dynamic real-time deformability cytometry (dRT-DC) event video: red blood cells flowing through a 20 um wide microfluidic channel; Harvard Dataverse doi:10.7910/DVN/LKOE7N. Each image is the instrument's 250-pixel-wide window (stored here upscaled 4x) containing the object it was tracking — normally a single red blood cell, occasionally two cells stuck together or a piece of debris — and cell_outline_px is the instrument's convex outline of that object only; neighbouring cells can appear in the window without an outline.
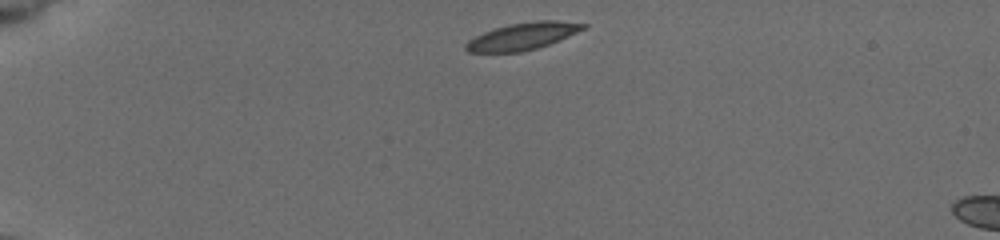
{"species": "common noctule bat (a hibernating species)", "species_latin": "Nyctalus noctula", "temperature_condition": "cold", "stored_images_in_passage": 42, "camera_frame_rate_fps": 3000, "um_per_image_px": 0.085, "animal": {"sex": "female", "body_mass_g": 19.5, "forearm_length_mm": 54.1}, "frame": {"image": 1, "passage_image": 1, "time_ms": 0.0, "image_size_px": [1000, 240], "cell_outline_px": [[588, 28], [548, 44], [536, 48], [520, 52], [468, 52], [464, 48], [464, 44], [468, 40], [484, 32], [508, 24], [536, 20], [556, 20], [588, 24]], "centroid_in_image_um": [44.44, 3.07], "position_along_channel_um": 40.6, "area_um2": 18.5}}
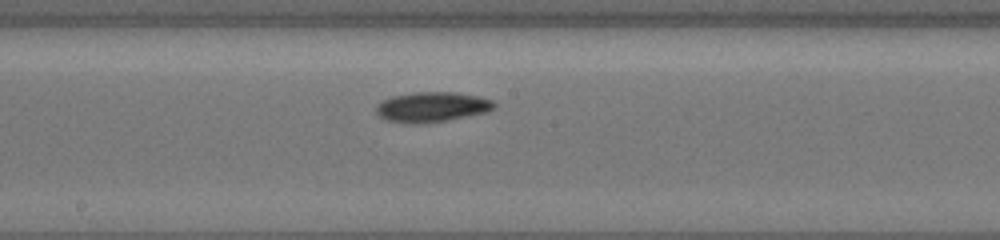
{"frame": {"image": 2, "passage_image": 19, "time_ms": 6.0, "image_size_px": [1000, 240], "cell_outline_px": [[496, 104], [488, 112], [448, 120], [420, 124], [412, 124], [388, 120], [380, 116], [376, 112], [376, 104], [380, 100], [392, 96], [416, 92], [452, 92], [480, 96], [492, 100]], "centroid_in_image_um": [36.7, 9.09], "position_along_channel_um": 211.5, "area_um2": 20.75}}
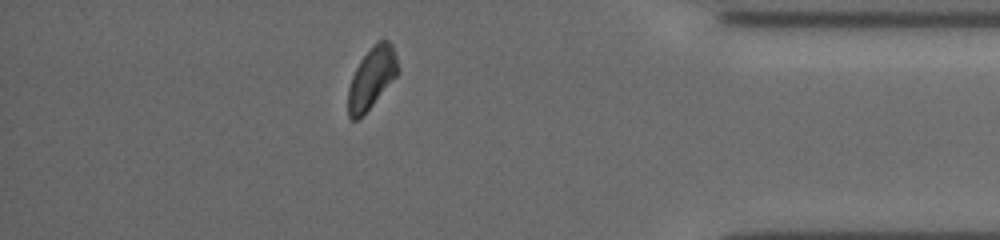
{"frame": {"image": 3, "passage_image": 36, "time_ms": 11.667, "image_size_px": [1000, 240], "cell_outline_px": [[400, 72], [372, 104], [356, 120], [352, 120], [348, 116], [348, 88], [352, 76], [360, 60], [376, 40], [388, 40], [392, 44], [400, 68]], "centroid_in_image_um": [31.61, 6.57], "position_along_channel_um": 403.6, "area_um2": 17.63}, "authors_computed_cell_mechanics": {"area_um2": 19.1029, "velocity_mm_per_s": 3.8302, "shape_relaxation_time_tau1_ms": 3.8778, "shape_relaxation_time_tau2_ms": null, "deformation_change_tau1": 0.1193, "deformation_change_tau2": null}}